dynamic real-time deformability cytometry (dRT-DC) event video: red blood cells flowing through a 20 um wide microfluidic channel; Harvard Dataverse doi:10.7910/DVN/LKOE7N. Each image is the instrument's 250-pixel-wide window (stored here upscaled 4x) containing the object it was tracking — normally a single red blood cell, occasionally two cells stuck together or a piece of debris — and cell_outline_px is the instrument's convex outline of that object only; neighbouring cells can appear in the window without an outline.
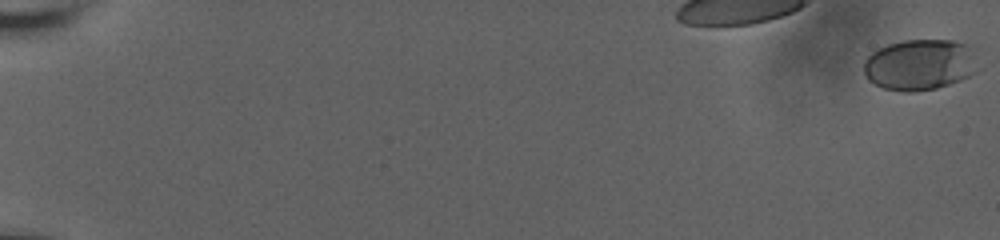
{"species": "human", "species_latin": "Homo sapiens", "temperature_condition": "room temperature", "stored_images_in_passage": 45, "camera_frame_rate_fps": 3000, "um_per_image_px": 0.085, "donor": {"sex": "male"}, "frame": {"image": 1, "passage_image": 1, "time_ms": 0.0, "image_size_px": [1000, 240], "cell_outline_px": [[976, 72], [960, 80], [936, 88], [916, 92], [904, 92], [884, 88], [868, 80], [864, 72], [864, 60], [876, 48], [888, 44], [904, 40], [952, 40], [968, 44]], "centroid_in_image_um": [78.11, 5.5], "position_along_channel_um": 6.9, "area_um2": 33.64}}
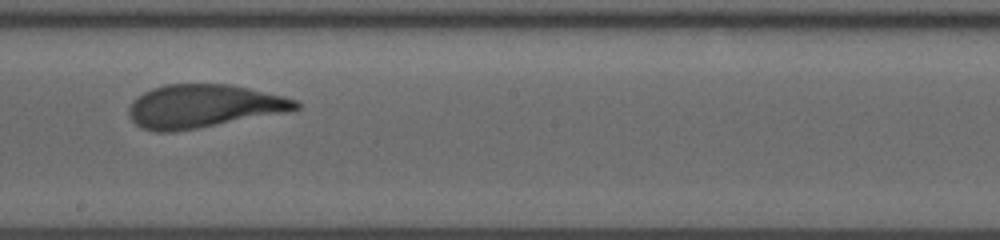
{"frame": {"image": 2, "passage_image": 30, "time_ms": 9.667, "image_size_px": [1000, 240], "cell_outline_px": [[300, 108], [292, 112], [172, 132], [156, 132], [140, 128], [128, 116], [128, 108], [132, 100], [144, 92], [152, 88], [164, 84], [228, 84], [248, 88], [284, 96], [296, 100], [300, 104]], "centroid_in_image_um": [17.3, 9.03], "position_along_channel_um": 230.9, "area_um2": 42.37}}
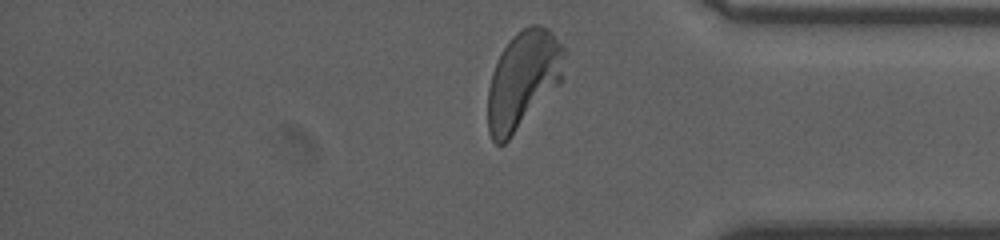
{"frame": {"image": 3, "passage_image": 44, "time_ms": 14.333, "image_size_px": [1000, 240], "cell_outline_px": [[568, 52], [560, 84], [508, 140], [504, 144], [496, 144], [492, 140], [488, 132], [488, 88], [492, 72], [504, 48], [512, 36], [516, 32], [528, 24], [540, 24], [548, 28], [552, 32]], "centroid_in_image_um": [44.49, 6.74], "position_along_channel_um": 390.7, "area_um2": 43.81}, "authors_computed_cell_mechanics": {"area_um2": 41.9628, "velocity_mm_per_s": 3.6493, "shape_relaxation_time_tau1_ms": 4.2689, "shape_relaxation_time_tau2_ms": null, "deformation_change_tau1": 0.1989, "deformation_change_tau2": null}}